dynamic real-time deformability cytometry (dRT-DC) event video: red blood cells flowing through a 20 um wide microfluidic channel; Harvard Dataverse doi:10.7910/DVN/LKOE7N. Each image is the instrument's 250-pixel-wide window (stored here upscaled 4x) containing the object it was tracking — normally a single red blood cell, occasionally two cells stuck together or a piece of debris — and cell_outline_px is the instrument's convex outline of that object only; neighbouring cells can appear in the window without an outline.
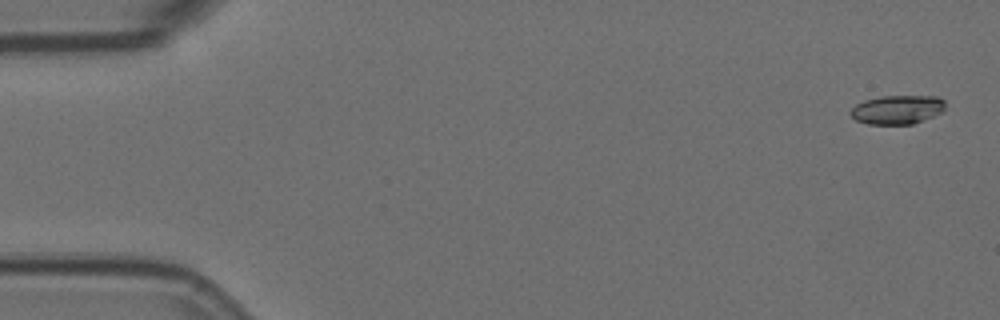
{"species": "Egyptian fruit bat (a non-hibernating species)", "species_latin": "Rousettus aegyptiacus", "temperature_condition": "room temperature", "stored_images_in_passage": 8, "camera_frame_rate_fps": 3000, "um_per_image_px": 0.085, "animal": {"sex": "female"}, "frame": {"image": 1, "passage_image": 1, "time_ms": 0.0, "image_size_px": [1000, 320], "cell_outline_px": [[944, 112], [912, 124], [868, 124], [856, 120], [848, 112], [856, 104], [864, 100], [880, 96], [936, 96], [944, 100]], "centroid_in_image_um": [76.26, 9.31], "position_along_channel_um": 8.7, "area_um2": 16.01}}
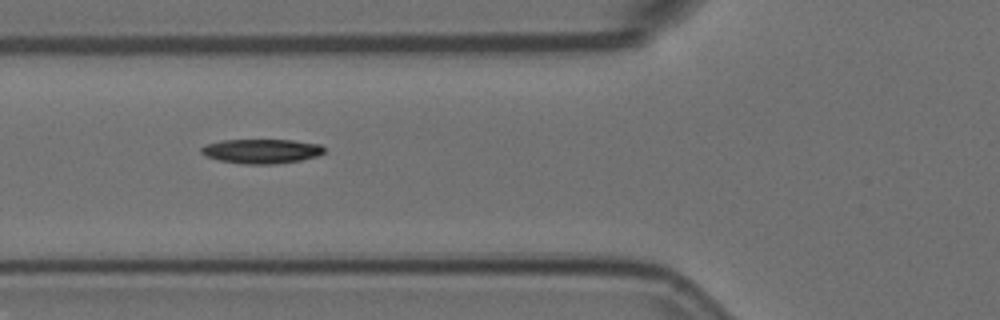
{"frame": {"image": 2, "passage_image": 6, "time_ms": 1.667, "image_size_px": [1000, 320], "cell_outline_px": [[324, 152], [316, 156], [300, 160], [276, 164], [244, 164], [220, 160], [208, 156], [200, 152], [200, 148], [204, 144], [224, 140], [292, 140], [320, 144], [324, 148]], "centroid_in_image_um": [22.22, 12.84], "position_along_channel_um": 103.6, "area_um2": 17.4}}
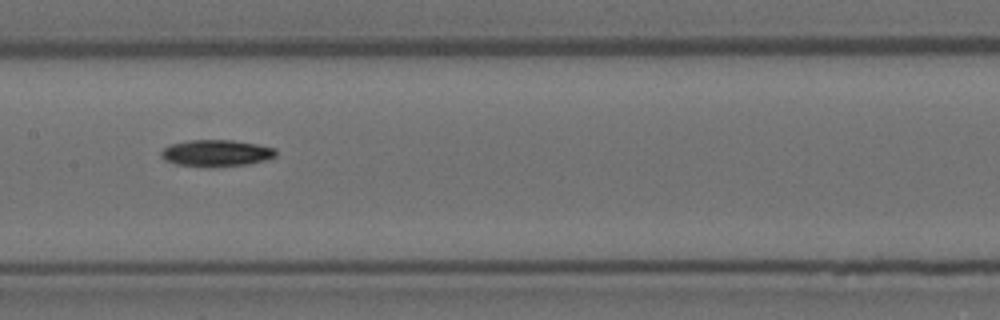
{"frame": {"image": 3, "passage_image": 8, "time_ms": 2.333, "image_size_px": [1000, 320], "cell_outline_px": [[276, 156], [268, 160], [248, 164], [180, 164], [168, 160], [160, 152], [168, 144], [188, 140], [232, 140], [256, 144], [276, 148]], "centroid_in_image_um": [18.46, 12.95], "position_along_channel_um": 188.9, "area_um2": 16.88}}